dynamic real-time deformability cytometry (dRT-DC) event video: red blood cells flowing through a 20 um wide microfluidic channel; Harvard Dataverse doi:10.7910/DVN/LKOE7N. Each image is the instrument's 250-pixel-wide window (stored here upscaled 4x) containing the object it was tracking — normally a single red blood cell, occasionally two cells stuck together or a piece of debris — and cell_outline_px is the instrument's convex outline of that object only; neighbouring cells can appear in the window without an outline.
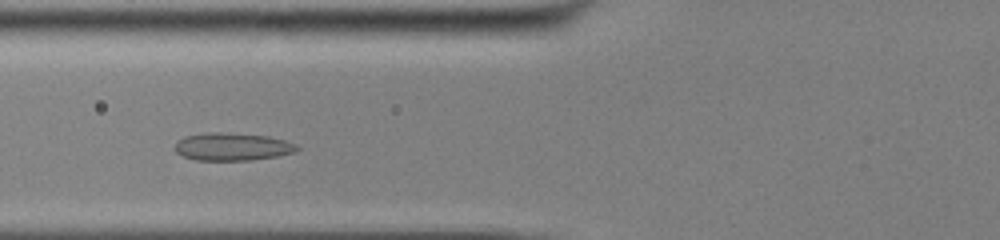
{"species": "common noctule bat (a hibernating species)", "species_latin": "Nyctalus noctula", "temperature_condition": "cold", "stored_images_in_passage": 40, "camera_frame_rate_fps": 3000, "um_per_image_px": 0.085, "animal": {"sex": "male", "body_mass_g": 13.0, "forearm_length_mm": 53.1}, "frame": {"image": 1, "passage_image": 11, "time_ms": 3.333, "image_size_px": [1000, 240], "cell_outline_px": [[300, 148], [296, 152], [276, 156], [252, 160], [196, 160], [184, 156], [176, 152], [176, 140], [184, 136], [204, 132], [220, 132], [268, 136], [284, 140], [296, 144]], "centroid_in_image_um": [19.74, 12.46], "position_along_channel_um": 106.1, "area_um2": 19.77}}
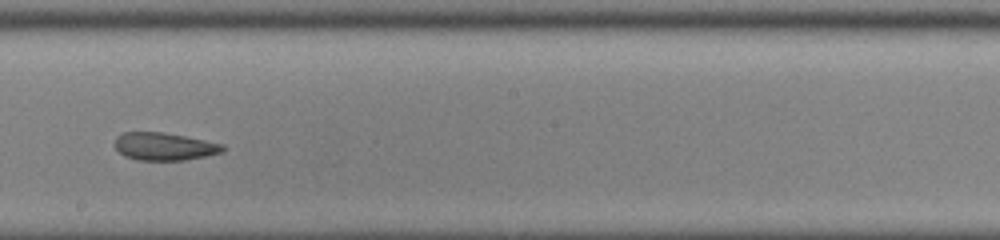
{"frame": {"image": 2, "passage_image": 21, "time_ms": 6.667, "image_size_px": [1000, 240], "cell_outline_px": [[224, 152], [184, 160], [136, 160], [124, 156], [116, 148], [116, 136], [124, 132], [164, 132], [224, 144]], "centroid_in_image_um": [13.97, 12.45], "position_along_channel_um": 234.2, "area_um2": 17.34}}
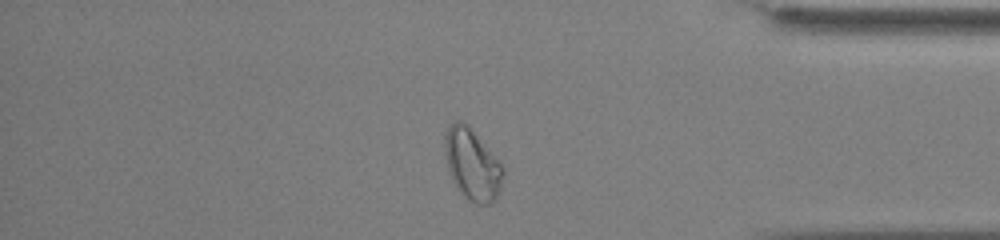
{"frame": {"image": 3, "passage_image": 35, "time_ms": 11.333, "image_size_px": [1000, 240], "cell_outline_px": [[504, 176], [496, 200], [492, 204], [476, 204], [468, 200], [464, 196], [452, 180], [448, 172], [444, 152], [444, 132], [456, 120], [460, 120], [468, 124], [504, 164]], "centroid_in_image_um": [40.16, 13.96], "position_along_channel_um": 395.0, "area_um2": 24.85}, "authors_computed_cell_mechanics": {"area_um2": 19.7676, "velocity_mm_per_s": 3.8453, "shape_relaxation_time_tau1_ms": null, "shape_relaxation_time_tau2_ms": 2.8584, "deformation_change_tau1": null, "deformation_change_tau2": 0.0949}}